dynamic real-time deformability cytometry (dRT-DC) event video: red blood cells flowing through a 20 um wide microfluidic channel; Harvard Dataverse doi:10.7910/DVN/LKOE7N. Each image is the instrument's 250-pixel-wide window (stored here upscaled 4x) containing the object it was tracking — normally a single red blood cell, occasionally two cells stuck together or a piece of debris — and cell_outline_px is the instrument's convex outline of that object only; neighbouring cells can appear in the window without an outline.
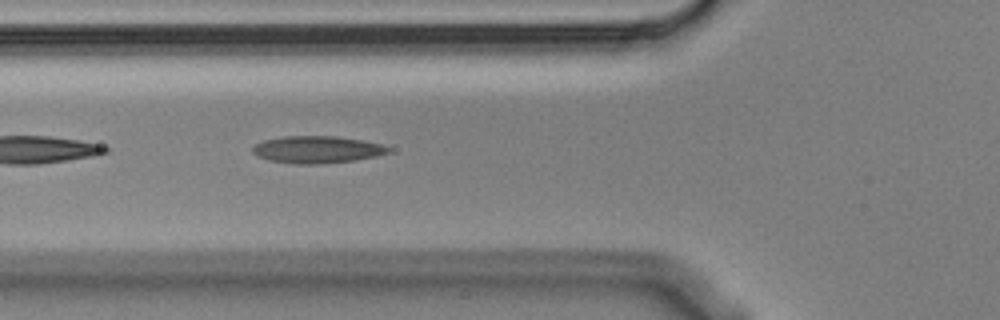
{"species": "Egyptian fruit bat (a non-hibernating species)", "species_latin": "Rousettus aegyptiacus", "temperature_condition": "cold", "stored_images_in_passage": 3, "camera_frame_rate_fps": 3000, "um_per_image_px": 0.085, "animal": {"sex": "male"}, "frame": {"image": 1, "passage_image": 3, "time_ms": 0.667, "image_size_px": [1000, 320], "cell_outline_px": [[388, 152], [376, 156], [356, 160], [320, 164], [296, 164], [268, 160], [252, 152], [252, 148], [256, 144], [264, 140], [284, 136], [336, 136], [364, 140], [380, 144], [388, 148]], "centroid_in_image_um": [26.93, 12.71], "position_along_channel_um": 98.9, "area_um2": 21.33}}